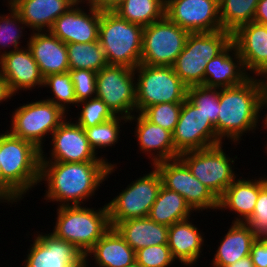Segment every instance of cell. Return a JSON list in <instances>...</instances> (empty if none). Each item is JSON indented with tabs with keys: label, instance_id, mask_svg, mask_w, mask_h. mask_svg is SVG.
<instances>
[{
	"label": "cell",
	"instance_id": "cell-24",
	"mask_svg": "<svg viewBox=\"0 0 267 267\" xmlns=\"http://www.w3.org/2000/svg\"><path fill=\"white\" fill-rule=\"evenodd\" d=\"M250 76L244 69L242 58L235 44L231 42L220 54L207 63L203 86L234 87L242 84Z\"/></svg>",
	"mask_w": 267,
	"mask_h": 267
},
{
	"label": "cell",
	"instance_id": "cell-7",
	"mask_svg": "<svg viewBox=\"0 0 267 267\" xmlns=\"http://www.w3.org/2000/svg\"><path fill=\"white\" fill-rule=\"evenodd\" d=\"M136 113L159 103H183L188 87L172 66L140 64L135 68Z\"/></svg>",
	"mask_w": 267,
	"mask_h": 267
},
{
	"label": "cell",
	"instance_id": "cell-54",
	"mask_svg": "<svg viewBox=\"0 0 267 267\" xmlns=\"http://www.w3.org/2000/svg\"><path fill=\"white\" fill-rule=\"evenodd\" d=\"M127 267H142V266L135 261L132 264L128 265Z\"/></svg>",
	"mask_w": 267,
	"mask_h": 267
},
{
	"label": "cell",
	"instance_id": "cell-43",
	"mask_svg": "<svg viewBox=\"0 0 267 267\" xmlns=\"http://www.w3.org/2000/svg\"><path fill=\"white\" fill-rule=\"evenodd\" d=\"M250 257L255 267H267V240H256L251 246Z\"/></svg>",
	"mask_w": 267,
	"mask_h": 267
},
{
	"label": "cell",
	"instance_id": "cell-33",
	"mask_svg": "<svg viewBox=\"0 0 267 267\" xmlns=\"http://www.w3.org/2000/svg\"><path fill=\"white\" fill-rule=\"evenodd\" d=\"M259 0H219L222 30L233 33L239 26L254 20Z\"/></svg>",
	"mask_w": 267,
	"mask_h": 267
},
{
	"label": "cell",
	"instance_id": "cell-41",
	"mask_svg": "<svg viewBox=\"0 0 267 267\" xmlns=\"http://www.w3.org/2000/svg\"><path fill=\"white\" fill-rule=\"evenodd\" d=\"M245 224L255 240H267V183L260 189L255 209Z\"/></svg>",
	"mask_w": 267,
	"mask_h": 267
},
{
	"label": "cell",
	"instance_id": "cell-6",
	"mask_svg": "<svg viewBox=\"0 0 267 267\" xmlns=\"http://www.w3.org/2000/svg\"><path fill=\"white\" fill-rule=\"evenodd\" d=\"M231 42L232 33L226 30L190 33L172 65L174 72L188 88L203 85L207 63Z\"/></svg>",
	"mask_w": 267,
	"mask_h": 267
},
{
	"label": "cell",
	"instance_id": "cell-52",
	"mask_svg": "<svg viewBox=\"0 0 267 267\" xmlns=\"http://www.w3.org/2000/svg\"><path fill=\"white\" fill-rule=\"evenodd\" d=\"M18 0H7L8 8H14L17 4Z\"/></svg>",
	"mask_w": 267,
	"mask_h": 267
},
{
	"label": "cell",
	"instance_id": "cell-4",
	"mask_svg": "<svg viewBox=\"0 0 267 267\" xmlns=\"http://www.w3.org/2000/svg\"><path fill=\"white\" fill-rule=\"evenodd\" d=\"M86 207L59 206L51 232L57 238L72 243L84 256L111 228L107 203L98 209Z\"/></svg>",
	"mask_w": 267,
	"mask_h": 267
},
{
	"label": "cell",
	"instance_id": "cell-34",
	"mask_svg": "<svg viewBox=\"0 0 267 267\" xmlns=\"http://www.w3.org/2000/svg\"><path fill=\"white\" fill-rule=\"evenodd\" d=\"M121 122L123 124L127 123L128 119L122 116H115L104 123L84 129L89 145L97 155L99 149L112 148L119 142L120 131L122 132L120 128L123 126Z\"/></svg>",
	"mask_w": 267,
	"mask_h": 267
},
{
	"label": "cell",
	"instance_id": "cell-19",
	"mask_svg": "<svg viewBox=\"0 0 267 267\" xmlns=\"http://www.w3.org/2000/svg\"><path fill=\"white\" fill-rule=\"evenodd\" d=\"M0 73L7 80L11 92L42 88L44 77L28 47L13 50L0 58Z\"/></svg>",
	"mask_w": 267,
	"mask_h": 267
},
{
	"label": "cell",
	"instance_id": "cell-3",
	"mask_svg": "<svg viewBox=\"0 0 267 267\" xmlns=\"http://www.w3.org/2000/svg\"><path fill=\"white\" fill-rule=\"evenodd\" d=\"M0 159L3 196L9 203L18 204L39 185L41 150L6 130L0 133Z\"/></svg>",
	"mask_w": 267,
	"mask_h": 267
},
{
	"label": "cell",
	"instance_id": "cell-40",
	"mask_svg": "<svg viewBox=\"0 0 267 267\" xmlns=\"http://www.w3.org/2000/svg\"><path fill=\"white\" fill-rule=\"evenodd\" d=\"M136 262L142 267H169L175 264L167 244L147 246L136 251Z\"/></svg>",
	"mask_w": 267,
	"mask_h": 267
},
{
	"label": "cell",
	"instance_id": "cell-15",
	"mask_svg": "<svg viewBox=\"0 0 267 267\" xmlns=\"http://www.w3.org/2000/svg\"><path fill=\"white\" fill-rule=\"evenodd\" d=\"M69 119L66 118L50 136V156L47 157L41 150V162H108L106 157L97 156L90 147L84 128L72 122L74 118Z\"/></svg>",
	"mask_w": 267,
	"mask_h": 267
},
{
	"label": "cell",
	"instance_id": "cell-9",
	"mask_svg": "<svg viewBox=\"0 0 267 267\" xmlns=\"http://www.w3.org/2000/svg\"><path fill=\"white\" fill-rule=\"evenodd\" d=\"M222 144L179 154V158L187 165L192 175L209 188L218 199L239 177L232 165L235 164V159L239 158L236 155L235 158L226 155Z\"/></svg>",
	"mask_w": 267,
	"mask_h": 267
},
{
	"label": "cell",
	"instance_id": "cell-36",
	"mask_svg": "<svg viewBox=\"0 0 267 267\" xmlns=\"http://www.w3.org/2000/svg\"><path fill=\"white\" fill-rule=\"evenodd\" d=\"M8 10L10 13L0 14V58L13 50L23 48L19 44L22 43L20 39L23 38V31L27 28L14 8H8ZM11 46L13 49L10 50ZM6 47L9 49L8 51Z\"/></svg>",
	"mask_w": 267,
	"mask_h": 267
},
{
	"label": "cell",
	"instance_id": "cell-47",
	"mask_svg": "<svg viewBox=\"0 0 267 267\" xmlns=\"http://www.w3.org/2000/svg\"><path fill=\"white\" fill-rule=\"evenodd\" d=\"M253 77H255V80L262 87V89L266 91L267 90V63Z\"/></svg>",
	"mask_w": 267,
	"mask_h": 267
},
{
	"label": "cell",
	"instance_id": "cell-14",
	"mask_svg": "<svg viewBox=\"0 0 267 267\" xmlns=\"http://www.w3.org/2000/svg\"><path fill=\"white\" fill-rule=\"evenodd\" d=\"M179 153L209 148L224 142L217 138L214 124L188 99L182 103L179 120L172 133Z\"/></svg>",
	"mask_w": 267,
	"mask_h": 267
},
{
	"label": "cell",
	"instance_id": "cell-30",
	"mask_svg": "<svg viewBox=\"0 0 267 267\" xmlns=\"http://www.w3.org/2000/svg\"><path fill=\"white\" fill-rule=\"evenodd\" d=\"M192 213L194 211L184 197L162 185L148 217L158 224L170 227L176 222L190 218Z\"/></svg>",
	"mask_w": 267,
	"mask_h": 267
},
{
	"label": "cell",
	"instance_id": "cell-5",
	"mask_svg": "<svg viewBox=\"0 0 267 267\" xmlns=\"http://www.w3.org/2000/svg\"><path fill=\"white\" fill-rule=\"evenodd\" d=\"M143 26L101 9L98 41L108 65L135 69L141 63Z\"/></svg>",
	"mask_w": 267,
	"mask_h": 267
},
{
	"label": "cell",
	"instance_id": "cell-48",
	"mask_svg": "<svg viewBox=\"0 0 267 267\" xmlns=\"http://www.w3.org/2000/svg\"><path fill=\"white\" fill-rule=\"evenodd\" d=\"M226 267H255V266L251 260L250 255H248V256L243 257L240 260L236 261L235 263L230 264Z\"/></svg>",
	"mask_w": 267,
	"mask_h": 267
},
{
	"label": "cell",
	"instance_id": "cell-35",
	"mask_svg": "<svg viewBox=\"0 0 267 267\" xmlns=\"http://www.w3.org/2000/svg\"><path fill=\"white\" fill-rule=\"evenodd\" d=\"M43 87L50 88L52 98L47 97L45 100L59 106L65 113H68L70 106H77L74 86L71 81L69 72L50 74L44 78Z\"/></svg>",
	"mask_w": 267,
	"mask_h": 267
},
{
	"label": "cell",
	"instance_id": "cell-37",
	"mask_svg": "<svg viewBox=\"0 0 267 267\" xmlns=\"http://www.w3.org/2000/svg\"><path fill=\"white\" fill-rule=\"evenodd\" d=\"M220 88L192 86L187 90V99L214 124L217 134Z\"/></svg>",
	"mask_w": 267,
	"mask_h": 267
},
{
	"label": "cell",
	"instance_id": "cell-2",
	"mask_svg": "<svg viewBox=\"0 0 267 267\" xmlns=\"http://www.w3.org/2000/svg\"><path fill=\"white\" fill-rule=\"evenodd\" d=\"M263 96L264 90L253 76L240 85L220 88L217 138L221 142L231 140L229 142L237 146L243 135L255 133L260 126Z\"/></svg>",
	"mask_w": 267,
	"mask_h": 267
},
{
	"label": "cell",
	"instance_id": "cell-18",
	"mask_svg": "<svg viewBox=\"0 0 267 267\" xmlns=\"http://www.w3.org/2000/svg\"><path fill=\"white\" fill-rule=\"evenodd\" d=\"M37 233L27 250L23 267H71L85 258L72 243L57 238L51 232Z\"/></svg>",
	"mask_w": 267,
	"mask_h": 267
},
{
	"label": "cell",
	"instance_id": "cell-16",
	"mask_svg": "<svg viewBox=\"0 0 267 267\" xmlns=\"http://www.w3.org/2000/svg\"><path fill=\"white\" fill-rule=\"evenodd\" d=\"M165 16L190 33L222 30L219 0H165Z\"/></svg>",
	"mask_w": 267,
	"mask_h": 267
},
{
	"label": "cell",
	"instance_id": "cell-21",
	"mask_svg": "<svg viewBox=\"0 0 267 267\" xmlns=\"http://www.w3.org/2000/svg\"><path fill=\"white\" fill-rule=\"evenodd\" d=\"M245 71L254 76L267 63V26L252 21L232 33Z\"/></svg>",
	"mask_w": 267,
	"mask_h": 267
},
{
	"label": "cell",
	"instance_id": "cell-12",
	"mask_svg": "<svg viewBox=\"0 0 267 267\" xmlns=\"http://www.w3.org/2000/svg\"><path fill=\"white\" fill-rule=\"evenodd\" d=\"M96 97L103 100L115 116L129 119L136 114L135 69L106 65L96 76Z\"/></svg>",
	"mask_w": 267,
	"mask_h": 267
},
{
	"label": "cell",
	"instance_id": "cell-55",
	"mask_svg": "<svg viewBox=\"0 0 267 267\" xmlns=\"http://www.w3.org/2000/svg\"><path fill=\"white\" fill-rule=\"evenodd\" d=\"M265 151H266V152H264V153H266V154H267V143H266Z\"/></svg>",
	"mask_w": 267,
	"mask_h": 267
},
{
	"label": "cell",
	"instance_id": "cell-22",
	"mask_svg": "<svg viewBox=\"0 0 267 267\" xmlns=\"http://www.w3.org/2000/svg\"><path fill=\"white\" fill-rule=\"evenodd\" d=\"M28 38L26 46L44 78L50 74L69 71L68 51L64 42L50 31L31 32Z\"/></svg>",
	"mask_w": 267,
	"mask_h": 267
},
{
	"label": "cell",
	"instance_id": "cell-51",
	"mask_svg": "<svg viewBox=\"0 0 267 267\" xmlns=\"http://www.w3.org/2000/svg\"><path fill=\"white\" fill-rule=\"evenodd\" d=\"M0 162H1V159H0ZM0 193L3 195V173H2L1 165H0Z\"/></svg>",
	"mask_w": 267,
	"mask_h": 267
},
{
	"label": "cell",
	"instance_id": "cell-39",
	"mask_svg": "<svg viewBox=\"0 0 267 267\" xmlns=\"http://www.w3.org/2000/svg\"><path fill=\"white\" fill-rule=\"evenodd\" d=\"M181 109L182 103H159L145 108L141 114L151 123L173 133Z\"/></svg>",
	"mask_w": 267,
	"mask_h": 267
},
{
	"label": "cell",
	"instance_id": "cell-49",
	"mask_svg": "<svg viewBox=\"0 0 267 267\" xmlns=\"http://www.w3.org/2000/svg\"><path fill=\"white\" fill-rule=\"evenodd\" d=\"M267 108V90L264 91V96H263V109ZM263 118L261 119L262 122L260 124H262L261 128L266 129L267 131V113H265L263 116Z\"/></svg>",
	"mask_w": 267,
	"mask_h": 267
},
{
	"label": "cell",
	"instance_id": "cell-29",
	"mask_svg": "<svg viewBox=\"0 0 267 267\" xmlns=\"http://www.w3.org/2000/svg\"><path fill=\"white\" fill-rule=\"evenodd\" d=\"M256 240L245 223H232L228 232L220 239L216 248L212 267H226L243 257L250 255L251 246Z\"/></svg>",
	"mask_w": 267,
	"mask_h": 267
},
{
	"label": "cell",
	"instance_id": "cell-23",
	"mask_svg": "<svg viewBox=\"0 0 267 267\" xmlns=\"http://www.w3.org/2000/svg\"><path fill=\"white\" fill-rule=\"evenodd\" d=\"M255 179L236 178L219 198L218 210L228 209L236 214L232 223H245L252 215L260 189L267 183V176ZM242 178V179H240Z\"/></svg>",
	"mask_w": 267,
	"mask_h": 267
},
{
	"label": "cell",
	"instance_id": "cell-31",
	"mask_svg": "<svg viewBox=\"0 0 267 267\" xmlns=\"http://www.w3.org/2000/svg\"><path fill=\"white\" fill-rule=\"evenodd\" d=\"M111 10L128 22L144 27L165 16V0H121Z\"/></svg>",
	"mask_w": 267,
	"mask_h": 267
},
{
	"label": "cell",
	"instance_id": "cell-46",
	"mask_svg": "<svg viewBox=\"0 0 267 267\" xmlns=\"http://www.w3.org/2000/svg\"><path fill=\"white\" fill-rule=\"evenodd\" d=\"M13 96L16 95L11 92L7 80L0 73V104L4 101L8 102Z\"/></svg>",
	"mask_w": 267,
	"mask_h": 267
},
{
	"label": "cell",
	"instance_id": "cell-26",
	"mask_svg": "<svg viewBox=\"0 0 267 267\" xmlns=\"http://www.w3.org/2000/svg\"><path fill=\"white\" fill-rule=\"evenodd\" d=\"M78 0H18L14 9L22 21L35 31H49L54 21Z\"/></svg>",
	"mask_w": 267,
	"mask_h": 267
},
{
	"label": "cell",
	"instance_id": "cell-10",
	"mask_svg": "<svg viewBox=\"0 0 267 267\" xmlns=\"http://www.w3.org/2000/svg\"><path fill=\"white\" fill-rule=\"evenodd\" d=\"M152 169L128 184L107 203L111 227L128 219L148 217L162 187L160 173L154 166Z\"/></svg>",
	"mask_w": 267,
	"mask_h": 267
},
{
	"label": "cell",
	"instance_id": "cell-27",
	"mask_svg": "<svg viewBox=\"0 0 267 267\" xmlns=\"http://www.w3.org/2000/svg\"><path fill=\"white\" fill-rule=\"evenodd\" d=\"M89 256L95 267H127L136 261V252L114 227H111L85 254L86 261L90 259Z\"/></svg>",
	"mask_w": 267,
	"mask_h": 267
},
{
	"label": "cell",
	"instance_id": "cell-42",
	"mask_svg": "<svg viewBox=\"0 0 267 267\" xmlns=\"http://www.w3.org/2000/svg\"><path fill=\"white\" fill-rule=\"evenodd\" d=\"M74 86L77 102L96 97V76L95 71L76 69L68 71Z\"/></svg>",
	"mask_w": 267,
	"mask_h": 267
},
{
	"label": "cell",
	"instance_id": "cell-28",
	"mask_svg": "<svg viewBox=\"0 0 267 267\" xmlns=\"http://www.w3.org/2000/svg\"><path fill=\"white\" fill-rule=\"evenodd\" d=\"M114 228L135 252L147 246L167 244L169 227L149 217L121 221Z\"/></svg>",
	"mask_w": 267,
	"mask_h": 267
},
{
	"label": "cell",
	"instance_id": "cell-11",
	"mask_svg": "<svg viewBox=\"0 0 267 267\" xmlns=\"http://www.w3.org/2000/svg\"><path fill=\"white\" fill-rule=\"evenodd\" d=\"M189 34L166 16L144 26L140 64L172 66L184 49Z\"/></svg>",
	"mask_w": 267,
	"mask_h": 267
},
{
	"label": "cell",
	"instance_id": "cell-32",
	"mask_svg": "<svg viewBox=\"0 0 267 267\" xmlns=\"http://www.w3.org/2000/svg\"><path fill=\"white\" fill-rule=\"evenodd\" d=\"M69 70L84 69L99 72L108 65L99 41L90 43H68Z\"/></svg>",
	"mask_w": 267,
	"mask_h": 267
},
{
	"label": "cell",
	"instance_id": "cell-20",
	"mask_svg": "<svg viewBox=\"0 0 267 267\" xmlns=\"http://www.w3.org/2000/svg\"><path fill=\"white\" fill-rule=\"evenodd\" d=\"M137 114L131 116L128 123L135 121L134 136L138 140L137 146L139 145L140 153L147 154L148 158H151V166L165 160L179 158L180 153L175 149L172 133L151 123L141 113Z\"/></svg>",
	"mask_w": 267,
	"mask_h": 267
},
{
	"label": "cell",
	"instance_id": "cell-45",
	"mask_svg": "<svg viewBox=\"0 0 267 267\" xmlns=\"http://www.w3.org/2000/svg\"><path fill=\"white\" fill-rule=\"evenodd\" d=\"M121 0H84L86 6L96 7L102 10H111L114 8Z\"/></svg>",
	"mask_w": 267,
	"mask_h": 267
},
{
	"label": "cell",
	"instance_id": "cell-13",
	"mask_svg": "<svg viewBox=\"0 0 267 267\" xmlns=\"http://www.w3.org/2000/svg\"><path fill=\"white\" fill-rule=\"evenodd\" d=\"M154 167L160 173L162 185L184 197L196 213L218 209L219 199L192 175L180 158L159 162Z\"/></svg>",
	"mask_w": 267,
	"mask_h": 267
},
{
	"label": "cell",
	"instance_id": "cell-38",
	"mask_svg": "<svg viewBox=\"0 0 267 267\" xmlns=\"http://www.w3.org/2000/svg\"><path fill=\"white\" fill-rule=\"evenodd\" d=\"M80 106L82 109H79L81 111L78 112V116L75 117L76 120L74 121L84 129L104 123L115 117L107 104L97 97L78 102L77 108Z\"/></svg>",
	"mask_w": 267,
	"mask_h": 267
},
{
	"label": "cell",
	"instance_id": "cell-17",
	"mask_svg": "<svg viewBox=\"0 0 267 267\" xmlns=\"http://www.w3.org/2000/svg\"><path fill=\"white\" fill-rule=\"evenodd\" d=\"M83 4V1H78L59 16L49 30L65 44L98 41L101 9ZM83 7L89 8L88 11Z\"/></svg>",
	"mask_w": 267,
	"mask_h": 267
},
{
	"label": "cell",
	"instance_id": "cell-8",
	"mask_svg": "<svg viewBox=\"0 0 267 267\" xmlns=\"http://www.w3.org/2000/svg\"><path fill=\"white\" fill-rule=\"evenodd\" d=\"M11 115V126L8 131L33 143L39 150H43L46 136L49 138L68 118L67 113L59 106L45 99L20 104Z\"/></svg>",
	"mask_w": 267,
	"mask_h": 267
},
{
	"label": "cell",
	"instance_id": "cell-53",
	"mask_svg": "<svg viewBox=\"0 0 267 267\" xmlns=\"http://www.w3.org/2000/svg\"><path fill=\"white\" fill-rule=\"evenodd\" d=\"M4 202L10 205L9 201L0 193V203H4Z\"/></svg>",
	"mask_w": 267,
	"mask_h": 267
},
{
	"label": "cell",
	"instance_id": "cell-25",
	"mask_svg": "<svg viewBox=\"0 0 267 267\" xmlns=\"http://www.w3.org/2000/svg\"><path fill=\"white\" fill-rule=\"evenodd\" d=\"M190 220L188 218L171 225L167 240L173 258L186 267L197 264L205 246L204 234Z\"/></svg>",
	"mask_w": 267,
	"mask_h": 267
},
{
	"label": "cell",
	"instance_id": "cell-50",
	"mask_svg": "<svg viewBox=\"0 0 267 267\" xmlns=\"http://www.w3.org/2000/svg\"><path fill=\"white\" fill-rule=\"evenodd\" d=\"M89 263H90V262L86 261L85 258H84L80 263H78V264H76V265H73V266H71V267H89V266H88Z\"/></svg>",
	"mask_w": 267,
	"mask_h": 267
},
{
	"label": "cell",
	"instance_id": "cell-1",
	"mask_svg": "<svg viewBox=\"0 0 267 267\" xmlns=\"http://www.w3.org/2000/svg\"><path fill=\"white\" fill-rule=\"evenodd\" d=\"M116 165L110 161L40 162L39 185L42 181L47 184L44 200L58 203L57 207L84 206L100 184L115 173Z\"/></svg>",
	"mask_w": 267,
	"mask_h": 267
},
{
	"label": "cell",
	"instance_id": "cell-44",
	"mask_svg": "<svg viewBox=\"0 0 267 267\" xmlns=\"http://www.w3.org/2000/svg\"><path fill=\"white\" fill-rule=\"evenodd\" d=\"M253 21L267 26V0L258 1Z\"/></svg>",
	"mask_w": 267,
	"mask_h": 267
}]
</instances>
